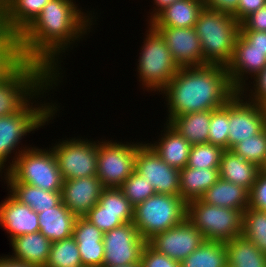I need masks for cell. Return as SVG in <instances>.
<instances>
[{"label": "cell", "mask_w": 266, "mask_h": 267, "mask_svg": "<svg viewBox=\"0 0 266 267\" xmlns=\"http://www.w3.org/2000/svg\"><path fill=\"white\" fill-rule=\"evenodd\" d=\"M220 178L219 168L180 169V196L187 203L200 199L204 193Z\"/></svg>", "instance_id": "cell-28"}, {"label": "cell", "mask_w": 266, "mask_h": 267, "mask_svg": "<svg viewBox=\"0 0 266 267\" xmlns=\"http://www.w3.org/2000/svg\"><path fill=\"white\" fill-rule=\"evenodd\" d=\"M153 5H155L153 7V11L151 12H148L150 13V16H147L149 17V19L147 20V22L149 23L159 12H161L164 8H166L167 6L173 4L174 2L176 1H179V0H153Z\"/></svg>", "instance_id": "cell-48"}, {"label": "cell", "mask_w": 266, "mask_h": 267, "mask_svg": "<svg viewBox=\"0 0 266 267\" xmlns=\"http://www.w3.org/2000/svg\"><path fill=\"white\" fill-rule=\"evenodd\" d=\"M243 213L238 209L218 207L201 199L187 202L186 218L205 240L228 242L242 233Z\"/></svg>", "instance_id": "cell-9"}, {"label": "cell", "mask_w": 266, "mask_h": 267, "mask_svg": "<svg viewBox=\"0 0 266 267\" xmlns=\"http://www.w3.org/2000/svg\"><path fill=\"white\" fill-rule=\"evenodd\" d=\"M203 241L201 232L186 218L179 225L154 235L147 243L157 252L181 262Z\"/></svg>", "instance_id": "cell-15"}, {"label": "cell", "mask_w": 266, "mask_h": 267, "mask_svg": "<svg viewBox=\"0 0 266 267\" xmlns=\"http://www.w3.org/2000/svg\"><path fill=\"white\" fill-rule=\"evenodd\" d=\"M261 170L260 167L236 155L232 150H225L219 165V176L250 191Z\"/></svg>", "instance_id": "cell-26"}, {"label": "cell", "mask_w": 266, "mask_h": 267, "mask_svg": "<svg viewBox=\"0 0 266 267\" xmlns=\"http://www.w3.org/2000/svg\"><path fill=\"white\" fill-rule=\"evenodd\" d=\"M262 170L266 172V165L264 166V168Z\"/></svg>", "instance_id": "cell-53"}, {"label": "cell", "mask_w": 266, "mask_h": 267, "mask_svg": "<svg viewBox=\"0 0 266 267\" xmlns=\"http://www.w3.org/2000/svg\"><path fill=\"white\" fill-rule=\"evenodd\" d=\"M119 267H141V266H140V264H137V265L119 266Z\"/></svg>", "instance_id": "cell-51"}, {"label": "cell", "mask_w": 266, "mask_h": 267, "mask_svg": "<svg viewBox=\"0 0 266 267\" xmlns=\"http://www.w3.org/2000/svg\"><path fill=\"white\" fill-rule=\"evenodd\" d=\"M187 203L180 195L155 193L134 207L133 224L147 242L186 219Z\"/></svg>", "instance_id": "cell-8"}, {"label": "cell", "mask_w": 266, "mask_h": 267, "mask_svg": "<svg viewBox=\"0 0 266 267\" xmlns=\"http://www.w3.org/2000/svg\"><path fill=\"white\" fill-rule=\"evenodd\" d=\"M203 8L200 0H179L159 12L149 24L152 27H195Z\"/></svg>", "instance_id": "cell-24"}, {"label": "cell", "mask_w": 266, "mask_h": 267, "mask_svg": "<svg viewBox=\"0 0 266 267\" xmlns=\"http://www.w3.org/2000/svg\"><path fill=\"white\" fill-rule=\"evenodd\" d=\"M264 116H265V121H266V100H264L261 104Z\"/></svg>", "instance_id": "cell-50"}, {"label": "cell", "mask_w": 266, "mask_h": 267, "mask_svg": "<svg viewBox=\"0 0 266 267\" xmlns=\"http://www.w3.org/2000/svg\"><path fill=\"white\" fill-rule=\"evenodd\" d=\"M38 213L20 203L10 193L0 203V226L8 234L9 241L40 231Z\"/></svg>", "instance_id": "cell-20"}, {"label": "cell", "mask_w": 266, "mask_h": 267, "mask_svg": "<svg viewBox=\"0 0 266 267\" xmlns=\"http://www.w3.org/2000/svg\"><path fill=\"white\" fill-rule=\"evenodd\" d=\"M236 155L251 162L261 169L266 165V127L252 138L237 143L231 149Z\"/></svg>", "instance_id": "cell-35"}, {"label": "cell", "mask_w": 266, "mask_h": 267, "mask_svg": "<svg viewBox=\"0 0 266 267\" xmlns=\"http://www.w3.org/2000/svg\"><path fill=\"white\" fill-rule=\"evenodd\" d=\"M133 207L141 204L150 196L156 193L152 184H149L144 177L134 171L119 187Z\"/></svg>", "instance_id": "cell-39"}, {"label": "cell", "mask_w": 266, "mask_h": 267, "mask_svg": "<svg viewBox=\"0 0 266 267\" xmlns=\"http://www.w3.org/2000/svg\"><path fill=\"white\" fill-rule=\"evenodd\" d=\"M72 236L77 242L83 267H103L104 232L84 216H79L76 218Z\"/></svg>", "instance_id": "cell-21"}, {"label": "cell", "mask_w": 266, "mask_h": 267, "mask_svg": "<svg viewBox=\"0 0 266 267\" xmlns=\"http://www.w3.org/2000/svg\"><path fill=\"white\" fill-rule=\"evenodd\" d=\"M239 35L252 46V49L266 51V31L240 30Z\"/></svg>", "instance_id": "cell-46"}, {"label": "cell", "mask_w": 266, "mask_h": 267, "mask_svg": "<svg viewBox=\"0 0 266 267\" xmlns=\"http://www.w3.org/2000/svg\"><path fill=\"white\" fill-rule=\"evenodd\" d=\"M7 2V0H0V8Z\"/></svg>", "instance_id": "cell-52"}, {"label": "cell", "mask_w": 266, "mask_h": 267, "mask_svg": "<svg viewBox=\"0 0 266 267\" xmlns=\"http://www.w3.org/2000/svg\"><path fill=\"white\" fill-rule=\"evenodd\" d=\"M54 76L39 63L0 52V117L19 112Z\"/></svg>", "instance_id": "cell-4"}, {"label": "cell", "mask_w": 266, "mask_h": 267, "mask_svg": "<svg viewBox=\"0 0 266 267\" xmlns=\"http://www.w3.org/2000/svg\"><path fill=\"white\" fill-rule=\"evenodd\" d=\"M200 199L207 204L238 209L243 213L249 205V191L242 186L219 178Z\"/></svg>", "instance_id": "cell-27"}, {"label": "cell", "mask_w": 266, "mask_h": 267, "mask_svg": "<svg viewBox=\"0 0 266 267\" xmlns=\"http://www.w3.org/2000/svg\"><path fill=\"white\" fill-rule=\"evenodd\" d=\"M236 93L224 66L207 64L179 68L160 93L167 102L165 122L169 123L178 115L219 109Z\"/></svg>", "instance_id": "cell-2"}, {"label": "cell", "mask_w": 266, "mask_h": 267, "mask_svg": "<svg viewBox=\"0 0 266 267\" xmlns=\"http://www.w3.org/2000/svg\"><path fill=\"white\" fill-rule=\"evenodd\" d=\"M161 132L159 140L148 144L169 166L185 168L192 145L167 122Z\"/></svg>", "instance_id": "cell-22"}, {"label": "cell", "mask_w": 266, "mask_h": 267, "mask_svg": "<svg viewBox=\"0 0 266 267\" xmlns=\"http://www.w3.org/2000/svg\"><path fill=\"white\" fill-rule=\"evenodd\" d=\"M140 142L98 140L97 177L104 188H119L135 171Z\"/></svg>", "instance_id": "cell-10"}, {"label": "cell", "mask_w": 266, "mask_h": 267, "mask_svg": "<svg viewBox=\"0 0 266 267\" xmlns=\"http://www.w3.org/2000/svg\"><path fill=\"white\" fill-rule=\"evenodd\" d=\"M45 267H83L73 236L51 243Z\"/></svg>", "instance_id": "cell-34"}, {"label": "cell", "mask_w": 266, "mask_h": 267, "mask_svg": "<svg viewBox=\"0 0 266 267\" xmlns=\"http://www.w3.org/2000/svg\"><path fill=\"white\" fill-rule=\"evenodd\" d=\"M165 39L175 64L179 68L207 65L195 27H153Z\"/></svg>", "instance_id": "cell-17"}, {"label": "cell", "mask_w": 266, "mask_h": 267, "mask_svg": "<svg viewBox=\"0 0 266 267\" xmlns=\"http://www.w3.org/2000/svg\"><path fill=\"white\" fill-rule=\"evenodd\" d=\"M225 150L210 143L192 145L187 167L195 169L219 168Z\"/></svg>", "instance_id": "cell-36"}, {"label": "cell", "mask_w": 266, "mask_h": 267, "mask_svg": "<svg viewBox=\"0 0 266 267\" xmlns=\"http://www.w3.org/2000/svg\"><path fill=\"white\" fill-rule=\"evenodd\" d=\"M103 189L97 176L64 180L61 201L77 217L84 216L98 203Z\"/></svg>", "instance_id": "cell-19"}, {"label": "cell", "mask_w": 266, "mask_h": 267, "mask_svg": "<svg viewBox=\"0 0 266 267\" xmlns=\"http://www.w3.org/2000/svg\"><path fill=\"white\" fill-rule=\"evenodd\" d=\"M265 66L266 51L252 49V46L238 35L232 59L226 67L232 87L240 92L249 78L252 80Z\"/></svg>", "instance_id": "cell-18"}, {"label": "cell", "mask_w": 266, "mask_h": 267, "mask_svg": "<svg viewBox=\"0 0 266 267\" xmlns=\"http://www.w3.org/2000/svg\"><path fill=\"white\" fill-rule=\"evenodd\" d=\"M0 267H39L37 265L29 264L26 262H20L13 260L8 255L0 257Z\"/></svg>", "instance_id": "cell-49"}, {"label": "cell", "mask_w": 266, "mask_h": 267, "mask_svg": "<svg viewBox=\"0 0 266 267\" xmlns=\"http://www.w3.org/2000/svg\"><path fill=\"white\" fill-rule=\"evenodd\" d=\"M228 150L260 133L266 127L260 104L248 101L240 92L229 100Z\"/></svg>", "instance_id": "cell-14"}, {"label": "cell", "mask_w": 266, "mask_h": 267, "mask_svg": "<svg viewBox=\"0 0 266 267\" xmlns=\"http://www.w3.org/2000/svg\"><path fill=\"white\" fill-rule=\"evenodd\" d=\"M248 207L266 211V172L263 170L259 172L256 182L249 191Z\"/></svg>", "instance_id": "cell-43"}, {"label": "cell", "mask_w": 266, "mask_h": 267, "mask_svg": "<svg viewBox=\"0 0 266 267\" xmlns=\"http://www.w3.org/2000/svg\"><path fill=\"white\" fill-rule=\"evenodd\" d=\"M40 233L51 242L69 238L77 216L61 201L57 206L38 213Z\"/></svg>", "instance_id": "cell-25"}, {"label": "cell", "mask_w": 266, "mask_h": 267, "mask_svg": "<svg viewBox=\"0 0 266 267\" xmlns=\"http://www.w3.org/2000/svg\"><path fill=\"white\" fill-rule=\"evenodd\" d=\"M195 29L203 49V61L208 65L227 67L240 32V23L231 15L204 7Z\"/></svg>", "instance_id": "cell-5"}, {"label": "cell", "mask_w": 266, "mask_h": 267, "mask_svg": "<svg viewBox=\"0 0 266 267\" xmlns=\"http://www.w3.org/2000/svg\"><path fill=\"white\" fill-rule=\"evenodd\" d=\"M103 267H119L140 264V256L147 243L133 222L107 231L103 236Z\"/></svg>", "instance_id": "cell-12"}, {"label": "cell", "mask_w": 266, "mask_h": 267, "mask_svg": "<svg viewBox=\"0 0 266 267\" xmlns=\"http://www.w3.org/2000/svg\"><path fill=\"white\" fill-rule=\"evenodd\" d=\"M224 244L230 267H266V254L242 235Z\"/></svg>", "instance_id": "cell-31"}, {"label": "cell", "mask_w": 266, "mask_h": 267, "mask_svg": "<svg viewBox=\"0 0 266 267\" xmlns=\"http://www.w3.org/2000/svg\"><path fill=\"white\" fill-rule=\"evenodd\" d=\"M266 5V0H239L236 20L241 23L247 16Z\"/></svg>", "instance_id": "cell-45"}, {"label": "cell", "mask_w": 266, "mask_h": 267, "mask_svg": "<svg viewBox=\"0 0 266 267\" xmlns=\"http://www.w3.org/2000/svg\"><path fill=\"white\" fill-rule=\"evenodd\" d=\"M0 177L5 183H25L46 191H61L64 181L52 149L36 146L21 152Z\"/></svg>", "instance_id": "cell-6"}, {"label": "cell", "mask_w": 266, "mask_h": 267, "mask_svg": "<svg viewBox=\"0 0 266 267\" xmlns=\"http://www.w3.org/2000/svg\"><path fill=\"white\" fill-rule=\"evenodd\" d=\"M135 171L152 184L156 193L180 195V170L163 161L147 142L138 147Z\"/></svg>", "instance_id": "cell-13"}, {"label": "cell", "mask_w": 266, "mask_h": 267, "mask_svg": "<svg viewBox=\"0 0 266 267\" xmlns=\"http://www.w3.org/2000/svg\"><path fill=\"white\" fill-rule=\"evenodd\" d=\"M180 264L181 267H226L228 263L225 244L205 240Z\"/></svg>", "instance_id": "cell-32"}, {"label": "cell", "mask_w": 266, "mask_h": 267, "mask_svg": "<svg viewBox=\"0 0 266 267\" xmlns=\"http://www.w3.org/2000/svg\"><path fill=\"white\" fill-rule=\"evenodd\" d=\"M240 30L266 31V5L247 16L240 23Z\"/></svg>", "instance_id": "cell-44"}, {"label": "cell", "mask_w": 266, "mask_h": 267, "mask_svg": "<svg viewBox=\"0 0 266 267\" xmlns=\"http://www.w3.org/2000/svg\"><path fill=\"white\" fill-rule=\"evenodd\" d=\"M61 78L54 76L19 112L0 117V175L13 165L21 152L32 147L31 145L19 147L23 145L21 140L25 138L24 136L29 135L31 132L32 134L35 133L34 131L39 130V127H44L50 120L54 119L53 117H56L60 106L55 102L49 103L45 100L43 102L39 98H44V95L51 89L56 90L55 87H58L59 83L63 82ZM12 153L15 156H12ZM10 157L12 160H10Z\"/></svg>", "instance_id": "cell-3"}, {"label": "cell", "mask_w": 266, "mask_h": 267, "mask_svg": "<svg viewBox=\"0 0 266 267\" xmlns=\"http://www.w3.org/2000/svg\"><path fill=\"white\" fill-rule=\"evenodd\" d=\"M50 0H7L0 8V48L5 50Z\"/></svg>", "instance_id": "cell-16"}, {"label": "cell", "mask_w": 266, "mask_h": 267, "mask_svg": "<svg viewBox=\"0 0 266 267\" xmlns=\"http://www.w3.org/2000/svg\"><path fill=\"white\" fill-rule=\"evenodd\" d=\"M98 204L101 212L134 213V207L119 188H104Z\"/></svg>", "instance_id": "cell-40"}, {"label": "cell", "mask_w": 266, "mask_h": 267, "mask_svg": "<svg viewBox=\"0 0 266 267\" xmlns=\"http://www.w3.org/2000/svg\"><path fill=\"white\" fill-rule=\"evenodd\" d=\"M64 180L97 176V141L67 138L50 146Z\"/></svg>", "instance_id": "cell-11"}, {"label": "cell", "mask_w": 266, "mask_h": 267, "mask_svg": "<svg viewBox=\"0 0 266 267\" xmlns=\"http://www.w3.org/2000/svg\"><path fill=\"white\" fill-rule=\"evenodd\" d=\"M141 267H181L179 261L169 258L167 255L157 252L148 243L143 247L140 256Z\"/></svg>", "instance_id": "cell-42"}, {"label": "cell", "mask_w": 266, "mask_h": 267, "mask_svg": "<svg viewBox=\"0 0 266 267\" xmlns=\"http://www.w3.org/2000/svg\"><path fill=\"white\" fill-rule=\"evenodd\" d=\"M84 217L105 233L122 224L133 222L134 213L101 212V206L97 203L84 215Z\"/></svg>", "instance_id": "cell-38"}, {"label": "cell", "mask_w": 266, "mask_h": 267, "mask_svg": "<svg viewBox=\"0 0 266 267\" xmlns=\"http://www.w3.org/2000/svg\"><path fill=\"white\" fill-rule=\"evenodd\" d=\"M252 79H254L253 82L249 80L246 86L240 90V93L248 101L261 104L266 100V66Z\"/></svg>", "instance_id": "cell-41"}, {"label": "cell", "mask_w": 266, "mask_h": 267, "mask_svg": "<svg viewBox=\"0 0 266 267\" xmlns=\"http://www.w3.org/2000/svg\"><path fill=\"white\" fill-rule=\"evenodd\" d=\"M239 0H206L204 7L231 14L236 19V10Z\"/></svg>", "instance_id": "cell-47"}, {"label": "cell", "mask_w": 266, "mask_h": 267, "mask_svg": "<svg viewBox=\"0 0 266 267\" xmlns=\"http://www.w3.org/2000/svg\"><path fill=\"white\" fill-rule=\"evenodd\" d=\"M73 1L50 0L5 51L17 59L39 63L53 76L64 77L62 55L97 24L94 11L86 13Z\"/></svg>", "instance_id": "cell-1"}, {"label": "cell", "mask_w": 266, "mask_h": 267, "mask_svg": "<svg viewBox=\"0 0 266 267\" xmlns=\"http://www.w3.org/2000/svg\"><path fill=\"white\" fill-rule=\"evenodd\" d=\"M241 235L266 254V211L247 207L243 212Z\"/></svg>", "instance_id": "cell-33"}, {"label": "cell", "mask_w": 266, "mask_h": 267, "mask_svg": "<svg viewBox=\"0 0 266 267\" xmlns=\"http://www.w3.org/2000/svg\"><path fill=\"white\" fill-rule=\"evenodd\" d=\"M137 59L140 86L148 92L160 93L177 73L179 67L172 59L165 39L150 24Z\"/></svg>", "instance_id": "cell-7"}, {"label": "cell", "mask_w": 266, "mask_h": 267, "mask_svg": "<svg viewBox=\"0 0 266 267\" xmlns=\"http://www.w3.org/2000/svg\"><path fill=\"white\" fill-rule=\"evenodd\" d=\"M211 110L174 117L169 124L191 145L208 143Z\"/></svg>", "instance_id": "cell-29"}, {"label": "cell", "mask_w": 266, "mask_h": 267, "mask_svg": "<svg viewBox=\"0 0 266 267\" xmlns=\"http://www.w3.org/2000/svg\"><path fill=\"white\" fill-rule=\"evenodd\" d=\"M229 101L221 108L211 110L208 143L228 150Z\"/></svg>", "instance_id": "cell-37"}, {"label": "cell", "mask_w": 266, "mask_h": 267, "mask_svg": "<svg viewBox=\"0 0 266 267\" xmlns=\"http://www.w3.org/2000/svg\"><path fill=\"white\" fill-rule=\"evenodd\" d=\"M7 189L16 200L40 213L61 202V191H46L25 183H6Z\"/></svg>", "instance_id": "cell-30"}, {"label": "cell", "mask_w": 266, "mask_h": 267, "mask_svg": "<svg viewBox=\"0 0 266 267\" xmlns=\"http://www.w3.org/2000/svg\"><path fill=\"white\" fill-rule=\"evenodd\" d=\"M51 241L40 232L18 236L10 241L13 248L10 258L20 262L45 267L50 253Z\"/></svg>", "instance_id": "cell-23"}]
</instances>
